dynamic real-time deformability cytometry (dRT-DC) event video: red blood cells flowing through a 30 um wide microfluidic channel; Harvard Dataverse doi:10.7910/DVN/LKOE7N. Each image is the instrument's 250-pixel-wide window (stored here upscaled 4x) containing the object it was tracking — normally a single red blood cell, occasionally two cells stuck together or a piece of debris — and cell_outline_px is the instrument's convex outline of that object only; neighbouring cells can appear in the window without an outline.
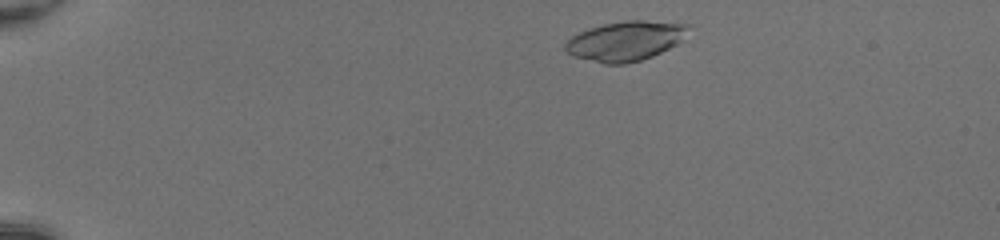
{"species": "common noctule bat (a hibernating species)", "species_latin": "Nyctalus noctula", "temperature_condition": "room temperature", "stored_images_in_passage": 43, "camera_frame_rate_fps": 3000, "um_per_image_px": 0.085, "animal": {"sex": "female", "body_mass_g": 20.0, "forearm_length_mm": 54.0}, "frame": {"image": 1, "passage_image": 3, "time_ms": 0.667, "image_size_px": [1000, 240], "cell_outline_px": [[692, 24], [680, 40], [676, 44], [652, 56], [640, 60], [624, 64], [604, 64], [572, 56], [564, 48], [564, 44], [572, 36], [588, 28], [604, 24], [628, 20], [644, 20]], "centroid_in_image_um": [53.14, 3.48], "position_along_channel_um": 31.9, "area_um2": 28.21}}
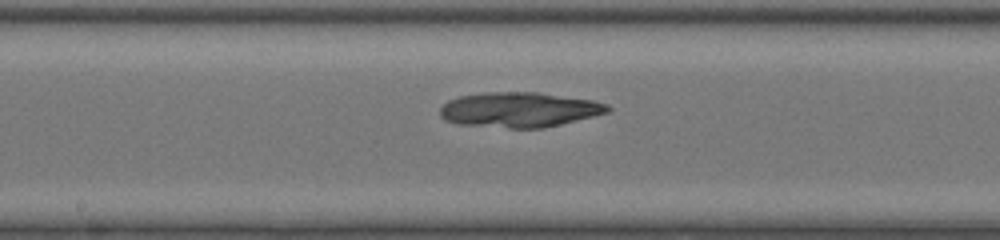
{"frame": {"image": 2, "passage_image": 22, "time_ms": 7.0, "image_size_px": [1000, 240], "cell_outline_px": [[612, 108], [608, 112], [544, 128], [508, 128], [456, 124], [444, 120], [440, 116], [440, 108], [448, 100], [460, 96], [484, 92], [536, 92], [592, 100], [608, 104]], "centroid_in_image_um": [44.1, 9.33], "position_along_channel_um": 204.1, "area_um2": 34.22}}
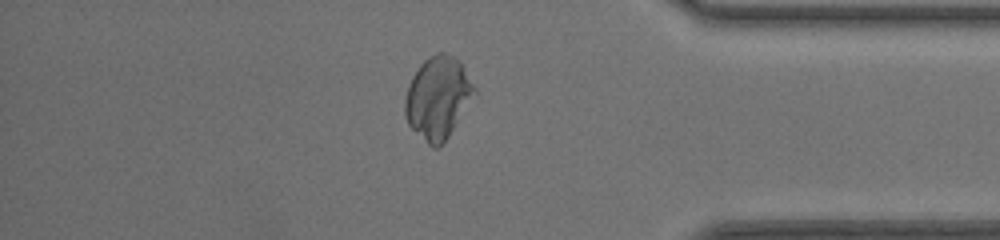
{"frame": {"image": 3, "passage_image": 37, "time_ms": 12.0, "image_size_px": [1000, 240], "cell_outline_px": [[476, 92], [448, 136], [440, 148], [432, 148], [408, 124], [404, 116], [404, 100], [408, 84], [412, 76], [420, 64], [428, 56], [436, 52], [444, 52], [456, 56], [464, 68], [476, 88]], "centroid_in_image_um": [37.19, 8.28], "position_along_channel_um": 398.0, "area_um2": 33.23}}